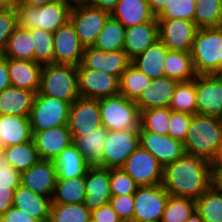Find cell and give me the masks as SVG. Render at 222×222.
I'll list each match as a JSON object with an SVG mask.
<instances>
[{
  "mask_svg": "<svg viewBox=\"0 0 222 222\" xmlns=\"http://www.w3.org/2000/svg\"><path fill=\"white\" fill-rule=\"evenodd\" d=\"M212 163L184 153L164 167L163 186L170 196L199 198L211 186Z\"/></svg>",
  "mask_w": 222,
  "mask_h": 222,
  "instance_id": "1",
  "label": "cell"
},
{
  "mask_svg": "<svg viewBox=\"0 0 222 222\" xmlns=\"http://www.w3.org/2000/svg\"><path fill=\"white\" fill-rule=\"evenodd\" d=\"M183 146L185 153L214 163L222 148L218 117L194 114Z\"/></svg>",
  "mask_w": 222,
  "mask_h": 222,
  "instance_id": "2",
  "label": "cell"
},
{
  "mask_svg": "<svg viewBox=\"0 0 222 222\" xmlns=\"http://www.w3.org/2000/svg\"><path fill=\"white\" fill-rule=\"evenodd\" d=\"M75 0H60L32 7L19 3L15 7L17 27L34 30L41 28L54 33L70 20V13Z\"/></svg>",
  "mask_w": 222,
  "mask_h": 222,
  "instance_id": "3",
  "label": "cell"
},
{
  "mask_svg": "<svg viewBox=\"0 0 222 222\" xmlns=\"http://www.w3.org/2000/svg\"><path fill=\"white\" fill-rule=\"evenodd\" d=\"M197 75H213L222 64V26L198 28L190 50Z\"/></svg>",
  "mask_w": 222,
  "mask_h": 222,
  "instance_id": "4",
  "label": "cell"
},
{
  "mask_svg": "<svg viewBox=\"0 0 222 222\" xmlns=\"http://www.w3.org/2000/svg\"><path fill=\"white\" fill-rule=\"evenodd\" d=\"M38 92L72 104L80 97L77 66L57 63L43 65Z\"/></svg>",
  "mask_w": 222,
  "mask_h": 222,
  "instance_id": "5",
  "label": "cell"
},
{
  "mask_svg": "<svg viewBox=\"0 0 222 222\" xmlns=\"http://www.w3.org/2000/svg\"><path fill=\"white\" fill-rule=\"evenodd\" d=\"M102 126L108 131L139 130L140 111L133 100L121 94L99 99Z\"/></svg>",
  "mask_w": 222,
  "mask_h": 222,
  "instance_id": "6",
  "label": "cell"
},
{
  "mask_svg": "<svg viewBox=\"0 0 222 222\" xmlns=\"http://www.w3.org/2000/svg\"><path fill=\"white\" fill-rule=\"evenodd\" d=\"M111 13L94 6H89L81 0H75L70 13L73 24L81 44L92 47Z\"/></svg>",
  "mask_w": 222,
  "mask_h": 222,
  "instance_id": "7",
  "label": "cell"
},
{
  "mask_svg": "<svg viewBox=\"0 0 222 222\" xmlns=\"http://www.w3.org/2000/svg\"><path fill=\"white\" fill-rule=\"evenodd\" d=\"M71 103L36 93L29 116L32 132L68 125Z\"/></svg>",
  "mask_w": 222,
  "mask_h": 222,
  "instance_id": "8",
  "label": "cell"
},
{
  "mask_svg": "<svg viewBox=\"0 0 222 222\" xmlns=\"http://www.w3.org/2000/svg\"><path fill=\"white\" fill-rule=\"evenodd\" d=\"M139 146V130L108 131L97 166L107 169L121 168Z\"/></svg>",
  "mask_w": 222,
  "mask_h": 222,
  "instance_id": "9",
  "label": "cell"
},
{
  "mask_svg": "<svg viewBox=\"0 0 222 222\" xmlns=\"http://www.w3.org/2000/svg\"><path fill=\"white\" fill-rule=\"evenodd\" d=\"M168 198L163 184L138 186L134 194L133 222H161Z\"/></svg>",
  "mask_w": 222,
  "mask_h": 222,
  "instance_id": "10",
  "label": "cell"
},
{
  "mask_svg": "<svg viewBox=\"0 0 222 222\" xmlns=\"http://www.w3.org/2000/svg\"><path fill=\"white\" fill-rule=\"evenodd\" d=\"M138 186H152L163 183L164 167L146 149L139 146L121 167Z\"/></svg>",
  "mask_w": 222,
  "mask_h": 222,
  "instance_id": "11",
  "label": "cell"
},
{
  "mask_svg": "<svg viewBox=\"0 0 222 222\" xmlns=\"http://www.w3.org/2000/svg\"><path fill=\"white\" fill-rule=\"evenodd\" d=\"M80 97L101 99L119 94L120 80L111 74L77 66Z\"/></svg>",
  "mask_w": 222,
  "mask_h": 222,
  "instance_id": "12",
  "label": "cell"
},
{
  "mask_svg": "<svg viewBox=\"0 0 222 222\" xmlns=\"http://www.w3.org/2000/svg\"><path fill=\"white\" fill-rule=\"evenodd\" d=\"M102 126L99 99L77 98L70 106L68 129L73 141Z\"/></svg>",
  "mask_w": 222,
  "mask_h": 222,
  "instance_id": "13",
  "label": "cell"
},
{
  "mask_svg": "<svg viewBox=\"0 0 222 222\" xmlns=\"http://www.w3.org/2000/svg\"><path fill=\"white\" fill-rule=\"evenodd\" d=\"M159 40L170 51L190 52L198 27L185 19H157Z\"/></svg>",
  "mask_w": 222,
  "mask_h": 222,
  "instance_id": "14",
  "label": "cell"
},
{
  "mask_svg": "<svg viewBox=\"0 0 222 222\" xmlns=\"http://www.w3.org/2000/svg\"><path fill=\"white\" fill-rule=\"evenodd\" d=\"M197 93V114L220 117L222 115V77L197 75L194 79Z\"/></svg>",
  "mask_w": 222,
  "mask_h": 222,
  "instance_id": "15",
  "label": "cell"
},
{
  "mask_svg": "<svg viewBox=\"0 0 222 222\" xmlns=\"http://www.w3.org/2000/svg\"><path fill=\"white\" fill-rule=\"evenodd\" d=\"M54 63L78 66L82 62L85 47L69 20L54 33Z\"/></svg>",
  "mask_w": 222,
  "mask_h": 222,
  "instance_id": "16",
  "label": "cell"
},
{
  "mask_svg": "<svg viewBox=\"0 0 222 222\" xmlns=\"http://www.w3.org/2000/svg\"><path fill=\"white\" fill-rule=\"evenodd\" d=\"M139 144L149 151L165 167L180 158L184 153L183 143L169 135H160L145 131L139 127Z\"/></svg>",
  "mask_w": 222,
  "mask_h": 222,
  "instance_id": "17",
  "label": "cell"
},
{
  "mask_svg": "<svg viewBox=\"0 0 222 222\" xmlns=\"http://www.w3.org/2000/svg\"><path fill=\"white\" fill-rule=\"evenodd\" d=\"M130 63L131 60L123 50L105 52L94 47L84 49L81 62L85 68L106 72L119 80Z\"/></svg>",
  "mask_w": 222,
  "mask_h": 222,
  "instance_id": "18",
  "label": "cell"
},
{
  "mask_svg": "<svg viewBox=\"0 0 222 222\" xmlns=\"http://www.w3.org/2000/svg\"><path fill=\"white\" fill-rule=\"evenodd\" d=\"M57 172L52 160L40 159L28 170L21 172V185L33 192L52 198Z\"/></svg>",
  "mask_w": 222,
  "mask_h": 222,
  "instance_id": "19",
  "label": "cell"
},
{
  "mask_svg": "<svg viewBox=\"0 0 222 222\" xmlns=\"http://www.w3.org/2000/svg\"><path fill=\"white\" fill-rule=\"evenodd\" d=\"M83 204L90 210H96L109 203L112 197L109 184V169L97 165L90 166L85 174Z\"/></svg>",
  "mask_w": 222,
  "mask_h": 222,
  "instance_id": "20",
  "label": "cell"
},
{
  "mask_svg": "<svg viewBox=\"0 0 222 222\" xmlns=\"http://www.w3.org/2000/svg\"><path fill=\"white\" fill-rule=\"evenodd\" d=\"M32 133V140L40 159L54 161L65 148L73 144V138L68 125H61Z\"/></svg>",
  "mask_w": 222,
  "mask_h": 222,
  "instance_id": "21",
  "label": "cell"
},
{
  "mask_svg": "<svg viewBox=\"0 0 222 222\" xmlns=\"http://www.w3.org/2000/svg\"><path fill=\"white\" fill-rule=\"evenodd\" d=\"M158 40L159 26L155 17L152 21L125 28L123 51L132 61Z\"/></svg>",
  "mask_w": 222,
  "mask_h": 222,
  "instance_id": "22",
  "label": "cell"
},
{
  "mask_svg": "<svg viewBox=\"0 0 222 222\" xmlns=\"http://www.w3.org/2000/svg\"><path fill=\"white\" fill-rule=\"evenodd\" d=\"M178 81L167 76L152 79L149 86L141 93L135 101L139 111L169 108L172 95Z\"/></svg>",
  "mask_w": 222,
  "mask_h": 222,
  "instance_id": "23",
  "label": "cell"
},
{
  "mask_svg": "<svg viewBox=\"0 0 222 222\" xmlns=\"http://www.w3.org/2000/svg\"><path fill=\"white\" fill-rule=\"evenodd\" d=\"M11 86L37 93L43 65L36 61L6 57Z\"/></svg>",
  "mask_w": 222,
  "mask_h": 222,
  "instance_id": "24",
  "label": "cell"
},
{
  "mask_svg": "<svg viewBox=\"0 0 222 222\" xmlns=\"http://www.w3.org/2000/svg\"><path fill=\"white\" fill-rule=\"evenodd\" d=\"M52 200L19 185L14 191L13 206L27 213L38 222H49Z\"/></svg>",
  "mask_w": 222,
  "mask_h": 222,
  "instance_id": "25",
  "label": "cell"
},
{
  "mask_svg": "<svg viewBox=\"0 0 222 222\" xmlns=\"http://www.w3.org/2000/svg\"><path fill=\"white\" fill-rule=\"evenodd\" d=\"M36 93L10 86L0 93V115L28 117L32 111Z\"/></svg>",
  "mask_w": 222,
  "mask_h": 222,
  "instance_id": "26",
  "label": "cell"
},
{
  "mask_svg": "<svg viewBox=\"0 0 222 222\" xmlns=\"http://www.w3.org/2000/svg\"><path fill=\"white\" fill-rule=\"evenodd\" d=\"M33 133L28 117L0 115V145L4 147L32 141Z\"/></svg>",
  "mask_w": 222,
  "mask_h": 222,
  "instance_id": "27",
  "label": "cell"
},
{
  "mask_svg": "<svg viewBox=\"0 0 222 222\" xmlns=\"http://www.w3.org/2000/svg\"><path fill=\"white\" fill-rule=\"evenodd\" d=\"M111 16L125 28L140 25L155 18L147 0H119Z\"/></svg>",
  "mask_w": 222,
  "mask_h": 222,
  "instance_id": "28",
  "label": "cell"
},
{
  "mask_svg": "<svg viewBox=\"0 0 222 222\" xmlns=\"http://www.w3.org/2000/svg\"><path fill=\"white\" fill-rule=\"evenodd\" d=\"M169 49L161 40L149 46L143 53L135 57L131 63L150 79L165 76L164 60Z\"/></svg>",
  "mask_w": 222,
  "mask_h": 222,
  "instance_id": "29",
  "label": "cell"
},
{
  "mask_svg": "<svg viewBox=\"0 0 222 222\" xmlns=\"http://www.w3.org/2000/svg\"><path fill=\"white\" fill-rule=\"evenodd\" d=\"M53 162L57 172V179L85 176L91 166L74 143L65 148Z\"/></svg>",
  "mask_w": 222,
  "mask_h": 222,
  "instance_id": "30",
  "label": "cell"
},
{
  "mask_svg": "<svg viewBox=\"0 0 222 222\" xmlns=\"http://www.w3.org/2000/svg\"><path fill=\"white\" fill-rule=\"evenodd\" d=\"M163 63L165 76L178 82L191 81L197 76L190 52L169 50Z\"/></svg>",
  "mask_w": 222,
  "mask_h": 222,
  "instance_id": "31",
  "label": "cell"
},
{
  "mask_svg": "<svg viewBox=\"0 0 222 222\" xmlns=\"http://www.w3.org/2000/svg\"><path fill=\"white\" fill-rule=\"evenodd\" d=\"M107 134L108 130L104 126H100L85 135L78 136L73 141L77 149L91 166L100 163Z\"/></svg>",
  "mask_w": 222,
  "mask_h": 222,
  "instance_id": "32",
  "label": "cell"
},
{
  "mask_svg": "<svg viewBox=\"0 0 222 222\" xmlns=\"http://www.w3.org/2000/svg\"><path fill=\"white\" fill-rule=\"evenodd\" d=\"M85 195V176L57 179L51 200L52 204H77L84 201Z\"/></svg>",
  "mask_w": 222,
  "mask_h": 222,
  "instance_id": "33",
  "label": "cell"
},
{
  "mask_svg": "<svg viewBox=\"0 0 222 222\" xmlns=\"http://www.w3.org/2000/svg\"><path fill=\"white\" fill-rule=\"evenodd\" d=\"M4 57L35 61L33 35L29 29L16 27L8 39Z\"/></svg>",
  "mask_w": 222,
  "mask_h": 222,
  "instance_id": "34",
  "label": "cell"
},
{
  "mask_svg": "<svg viewBox=\"0 0 222 222\" xmlns=\"http://www.w3.org/2000/svg\"><path fill=\"white\" fill-rule=\"evenodd\" d=\"M4 160L19 172L28 170L40 160L32 141L4 148Z\"/></svg>",
  "mask_w": 222,
  "mask_h": 222,
  "instance_id": "35",
  "label": "cell"
},
{
  "mask_svg": "<svg viewBox=\"0 0 222 222\" xmlns=\"http://www.w3.org/2000/svg\"><path fill=\"white\" fill-rule=\"evenodd\" d=\"M151 80L130 63L120 78L119 94L129 100L136 101L146 87L150 85Z\"/></svg>",
  "mask_w": 222,
  "mask_h": 222,
  "instance_id": "36",
  "label": "cell"
},
{
  "mask_svg": "<svg viewBox=\"0 0 222 222\" xmlns=\"http://www.w3.org/2000/svg\"><path fill=\"white\" fill-rule=\"evenodd\" d=\"M124 40L125 27L110 16L92 47L105 52L123 50Z\"/></svg>",
  "mask_w": 222,
  "mask_h": 222,
  "instance_id": "37",
  "label": "cell"
},
{
  "mask_svg": "<svg viewBox=\"0 0 222 222\" xmlns=\"http://www.w3.org/2000/svg\"><path fill=\"white\" fill-rule=\"evenodd\" d=\"M169 108L173 112L197 114V93L194 80L178 82Z\"/></svg>",
  "mask_w": 222,
  "mask_h": 222,
  "instance_id": "38",
  "label": "cell"
},
{
  "mask_svg": "<svg viewBox=\"0 0 222 222\" xmlns=\"http://www.w3.org/2000/svg\"><path fill=\"white\" fill-rule=\"evenodd\" d=\"M195 210L204 222H222V194L210 186L195 200Z\"/></svg>",
  "mask_w": 222,
  "mask_h": 222,
  "instance_id": "39",
  "label": "cell"
},
{
  "mask_svg": "<svg viewBox=\"0 0 222 222\" xmlns=\"http://www.w3.org/2000/svg\"><path fill=\"white\" fill-rule=\"evenodd\" d=\"M194 22L198 28L222 26V0H196Z\"/></svg>",
  "mask_w": 222,
  "mask_h": 222,
  "instance_id": "40",
  "label": "cell"
},
{
  "mask_svg": "<svg viewBox=\"0 0 222 222\" xmlns=\"http://www.w3.org/2000/svg\"><path fill=\"white\" fill-rule=\"evenodd\" d=\"M91 211L82 203L51 204L49 222H90Z\"/></svg>",
  "mask_w": 222,
  "mask_h": 222,
  "instance_id": "41",
  "label": "cell"
},
{
  "mask_svg": "<svg viewBox=\"0 0 222 222\" xmlns=\"http://www.w3.org/2000/svg\"><path fill=\"white\" fill-rule=\"evenodd\" d=\"M194 211L195 199L169 195L161 222H186Z\"/></svg>",
  "mask_w": 222,
  "mask_h": 222,
  "instance_id": "42",
  "label": "cell"
},
{
  "mask_svg": "<svg viewBox=\"0 0 222 222\" xmlns=\"http://www.w3.org/2000/svg\"><path fill=\"white\" fill-rule=\"evenodd\" d=\"M170 108H157L140 112V126L145 130L160 135H168Z\"/></svg>",
  "mask_w": 222,
  "mask_h": 222,
  "instance_id": "43",
  "label": "cell"
},
{
  "mask_svg": "<svg viewBox=\"0 0 222 222\" xmlns=\"http://www.w3.org/2000/svg\"><path fill=\"white\" fill-rule=\"evenodd\" d=\"M33 35V48L35 61L41 65L54 63L53 33L41 28L30 30Z\"/></svg>",
  "mask_w": 222,
  "mask_h": 222,
  "instance_id": "44",
  "label": "cell"
},
{
  "mask_svg": "<svg viewBox=\"0 0 222 222\" xmlns=\"http://www.w3.org/2000/svg\"><path fill=\"white\" fill-rule=\"evenodd\" d=\"M196 0H169L157 19H185L194 21Z\"/></svg>",
  "mask_w": 222,
  "mask_h": 222,
  "instance_id": "45",
  "label": "cell"
},
{
  "mask_svg": "<svg viewBox=\"0 0 222 222\" xmlns=\"http://www.w3.org/2000/svg\"><path fill=\"white\" fill-rule=\"evenodd\" d=\"M109 184L112 196L135 194L138 185L122 168L109 169Z\"/></svg>",
  "mask_w": 222,
  "mask_h": 222,
  "instance_id": "46",
  "label": "cell"
},
{
  "mask_svg": "<svg viewBox=\"0 0 222 222\" xmlns=\"http://www.w3.org/2000/svg\"><path fill=\"white\" fill-rule=\"evenodd\" d=\"M192 116L191 114L171 110L168 135L183 143L186 139Z\"/></svg>",
  "mask_w": 222,
  "mask_h": 222,
  "instance_id": "47",
  "label": "cell"
},
{
  "mask_svg": "<svg viewBox=\"0 0 222 222\" xmlns=\"http://www.w3.org/2000/svg\"><path fill=\"white\" fill-rule=\"evenodd\" d=\"M109 203L122 222H133L134 194L112 196Z\"/></svg>",
  "mask_w": 222,
  "mask_h": 222,
  "instance_id": "48",
  "label": "cell"
},
{
  "mask_svg": "<svg viewBox=\"0 0 222 222\" xmlns=\"http://www.w3.org/2000/svg\"><path fill=\"white\" fill-rule=\"evenodd\" d=\"M16 27L15 10L0 9V55L4 53L8 39Z\"/></svg>",
  "mask_w": 222,
  "mask_h": 222,
  "instance_id": "49",
  "label": "cell"
},
{
  "mask_svg": "<svg viewBox=\"0 0 222 222\" xmlns=\"http://www.w3.org/2000/svg\"><path fill=\"white\" fill-rule=\"evenodd\" d=\"M21 185V172L6 164L0 168V188H17Z\"/></svg>",
  "mask_w": 222,
  "mask_h": 222,
  "instance_id": "50",
  "label": "cell"
},
{
  "mask_svg": "<svg viewBox=\"0 0 222 222\" xmlns=\"http://www.w3.org/2000/svg\"><path fill=\"white\" fill-rule=\"evenodd\" d=\"M91 222H122L110 203L91 211Z\"/></svg>",
  "mask_w": 222,
  "mask_h": 222,
  "instance_id": "51",
  "label": "cell"
},
{
  "mask_svg": "<svg viewBox=\"0 0 222 222\" xmlns=\"http://www.w3.org/2000/svg\"><path fill=\"white\" fill-rule=\"evenodd\" d=\"M3 222H38L27 213L12 206L6 213L0 216Z\"/></svg>",
  "mask_w": 222,
  "mask_h": 222,
  "instance_id": "52",
  "label": "cell"
},
{
  "mask_svg": "<svg viewBox=\"0 0 222 222\" xmlns=\"http://www.w3.org/2000/svg\"><path fill=\"white\" fill-rule=\"evenodd\" d=\"M17 188H0V216L13 206L14 191Z\"/></svg>",
  "mask_w": 222,
  "mask_h": 222,
  "instance_id": "53",
  "label": "cell"
},
{
  "mask_svg": "<svg viewBox=\"0 0 222 222\" xmlns=\"http://www.w3.org/2000/svg\"><path fill=\"white\" fill-rule=\"evenodd\" d=\"M11 86L6 57L0 55V93Z\"/></svg>",
  "mask_w": 222,
  "mask_h": 222,
  "instance_id": "54",
  "label": "cell"
},
{
  "mask_svg": "<svg viewBox=\"0 0 222 222\" xmlns=\"http://www.w3.org/2000/svg\"><path fill=\"white\" fill-rule=\"evenodd\" d=\"M81 1L89 6L98 7L111 13L115 9L119 0H81Z\"/></svg>",
  "mask_w": 222,
  "mask_h": 222,
  "instance_id": "55",
  "label": "cell"
},
{
  "mask_svg": "<svg viewBox=\"0 0 222 222\" xmlns=\"http://www.w3.org/2000/svg\"><path fill=\"white\" fill-rule=\"evenodd\" d=\"M211 186L222 194V168L212 163Z\"/></svg>",
  "mask_w": 222,
  "mask_h": 222,
  "instance_id": "56",
  "label": "cell"
},
{
  "mask_svg": "<svg viewBox=\"0 0 222 222\" xmlns=\"http://www.w3.org/2000/svg\"><path fill=\"white\" fill-rule=\"evenodd\" d=\"M150 10L157 17L162 10L168 5L169 0H147Z\"/></svg>",
  "mask_w": 222,
  "mask_h": 222,
  "instance_id": "57",
  "label": "cell"
},
{
  "mask_svg": "<svg viewBox=\"0 0 222 222\" xmlns=\"http://www.w3.org/2000/svg\"><path fill=\"white\" fill-rule=\"evenodd\" d=\"M56 1H60V0H21V3L26 4L28 6H32V7H41L45 4L56 2Z\"/></svg>",
  "mask_w": 222,
  "mask_h": 222,
  "instance_id": "58",
  "label": "cell"
},
{
  "mask_svg": "<svg viewBox=\"0 0 222 222\" xmlns=\"http://www.w3.org/2000/svg\"><path fill=\"white\" fill-rule=\"evenodd\" d=\"M21 0H0V9L14 10Z\"/></svg>",
  "mask_w": 222,
  "mask_h": 222,
  "instance_id": "59",
  "label": "cell"
},
{
  "mask_svg": "<svg viewBox=\"0 0 222 222\" xmlns=\"http://www.w3.org/2000/svg\"><path fill=\"white\" fill-rule=\"evenodd\" d=\"M186 222H204V220L195 210Z\"/></svg>",
  "mask_w": 222,
  "mask_h": 222,
  "instance_id": "60",
  "label": "cell"
},
{
  "mask_svg": "<svg viewBox=\"0 0 222 222\" xmlns=\"http://www.w3.org/2000/svg\"><path fill=\"white\" fill-rule=\"evenodd\" d=\"M217 166L222 168V148L221 151L219 153V156L217 158V160L214 162Z\"/></svg>",
  "mask_w": 222,
  "mask_h": 222,
  "instance_id": "61",
  "label": "cell"
},
{
  "mask_svg": "<svg viewBox=\"0 0 222 222\" xmlns=\"http://www.w3.org/2000/svg\"><path fill=\"white\" fill-rule=\"evenodd\" d=\"M4 146L0 145V161L4 159Z\"/></svg>",
  "mask_w": 222,
  "mask_h": 222,
  "instance_id": "62",
  "label": "cell"
},
{
  "mask_svg": "<svg viewBox=\"0 0 222 222\" xmlns=\"http://www.w3.org/2000/svg\"><path fill=\"white\" fill-rule=\"evenodd\" d=\"M215 75L222 77V64L220 65L219 70Z\"/></svg>",
  "mask_w": 222,
  "mask_h": 222,
  "instance_id": "63",
  "label": "cell"
},
{
  "mask_svg": "<svg viewBox=\"0 0 222 222\" xmlns=\"http://www.w3.org/2000/svg\"><path fill=\"white\" fill-rule=\"evenodd\" d=\"M7 164V162L3 159L0 161V168L4 167Z\"/></svg>",
  "mask_w": 222,
  "mask_h": 222,
  "instance_id": "64",
  "label": "cell"
},
{
  "mask_svg": "<svg viewBox=\"0 0 222 222\" xmlns=\"http://www.w3.org/2000/svg\"><path fill=\"white\" fill-rule=\"evenodd\" d=\"M219 123H220V128L222 130V115L220 117H218Z\"/></svg>",
  "mask_w": 222,
  "mask_h": 222,
  "instance_id": "65",
  "label": "cell"
}]
</instances>
